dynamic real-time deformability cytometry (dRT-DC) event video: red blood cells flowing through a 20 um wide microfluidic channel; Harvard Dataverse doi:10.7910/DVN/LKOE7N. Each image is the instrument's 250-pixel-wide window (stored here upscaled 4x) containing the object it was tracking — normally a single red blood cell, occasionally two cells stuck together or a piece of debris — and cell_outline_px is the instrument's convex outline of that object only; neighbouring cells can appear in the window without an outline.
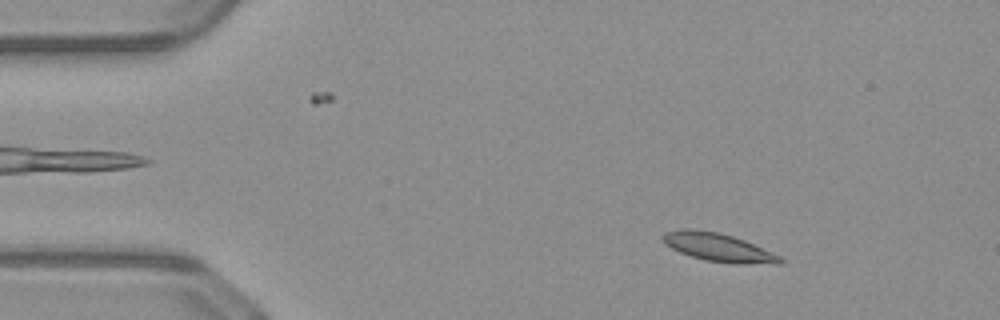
{"species": "common noctule bat (a hibernating species)", "species_latin": "Nyctalus noctula", "temperature_condition": "warm", "stored_images_in_passage": 50, "camera_frame_rate_fps": 3000, "um_per_image_px": 0.085, "animal": {"sex": "male", "body_mass_g": 23.1, "forearm_length_mm": 52.7}, "frame": {"image": 1, "passage_image": 7, "time_ms": 2.0, "image_size_px": [1000, 320], "cell_outline_px": [[784, 260], [780, 264], [732, 264], [704, 260], [680, 252], [664, 244], [660, 240], [660, 236], [664, 232], [680, 228], [692, 228], [720, 232], [744, 240], [772, 252], [780, 256]], "centroid_in_image_um": [61.01, 21.02], "position_along_channel_um": 24.0, "area_um2": 19.71}}
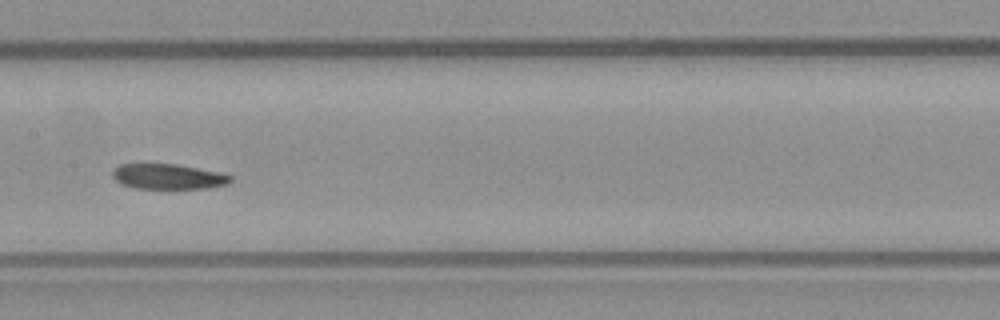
{"frame": {"image": 2, "passage_image": 25, "time_ms": 8.0, "image_size_px": [1000, 320], "cell_outline_px": [[232, 180], [228, 184], [208, 188], [136, 188], [120, 184], [112, 176], [112, 168], [120, 164], [176, 164], [220, 172], [232, 176]], "centroid_in_image_um": [14.28, 15.0], "position_along_channel_um": 193.1, "area_um2": 17.4}}
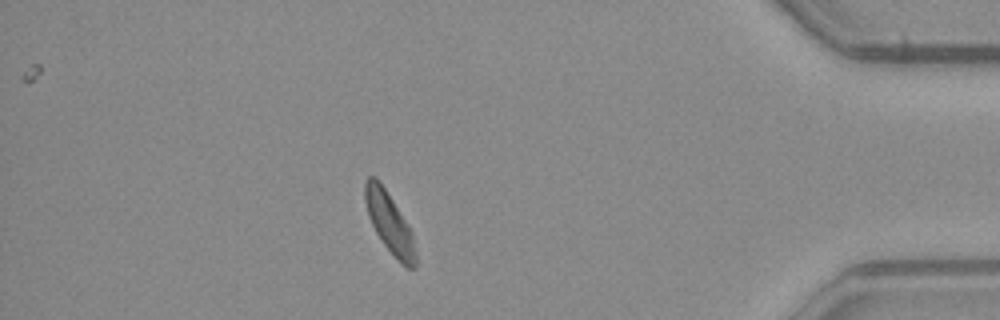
{"frame": {"image": 3, "passage_image": 44, "time_ms": 14.333, "image_size_px": [1000, 320], "cell_outline_px": [[416, 268], [404, 268], [384, 244], [376, 232], [368, 216], [364, 200], [364, 180], [368, 176], [376, 176], [380, 180], [408, 224], [412, 232], [416, 252]], "centroid_in_image_um": [33.1, 18.92], "position_along_channel_um": 402.1, "area_um2": 18.03}, "authors_computed_cell_mechanics": {"area_um2": 18.6694, "velocity_mm_per_s": 4.0569, "shape_relaxation_time_tau1_ms": 7.9899, "shape_relaxation_time_tau2_ms": null, "deformation_change_tau1": 0.148, "deformation_change_tau2": null}}